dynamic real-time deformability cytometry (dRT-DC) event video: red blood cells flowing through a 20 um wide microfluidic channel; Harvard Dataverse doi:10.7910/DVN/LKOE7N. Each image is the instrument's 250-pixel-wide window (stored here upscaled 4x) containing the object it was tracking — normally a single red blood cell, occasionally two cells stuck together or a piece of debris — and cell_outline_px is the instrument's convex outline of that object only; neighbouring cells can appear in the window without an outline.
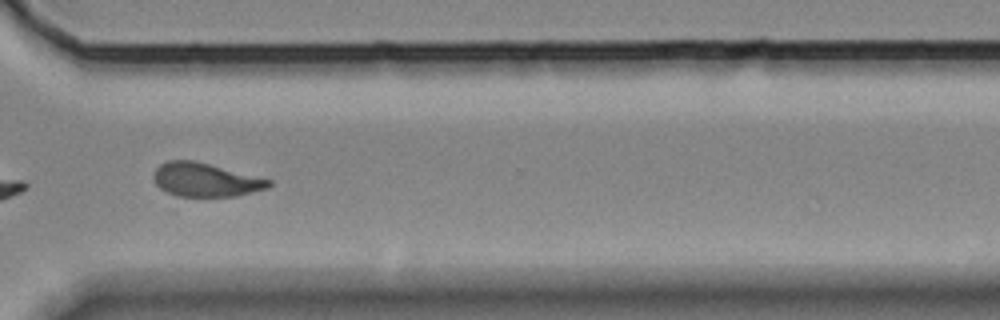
{"species": "Egyptian fruit bat (a non-hibernating species)", "species_latin": "Rousettus aegyptiacus", "temperature_condition": "room temperature", "stored_images_in_passage": 35, "camera_frame_rate_fps": 3000, "um_per_image_px": 0.085, "animal": {"sex": "female"}, "frame": {"image": 1, "passage_image": 24, "time_ms": 7.667, "image_size_px": [1000, 320], "cell_outline_px": [[272, 184], [268, 188], [236, 196], [176, 196], [160, 188], [152, 180], [152, 176], [156, 168], [160, 164], [168, 160], [192, 160], [272, 180]], "centroid_in_image_um": [17.43, 15.29], "position_along_channel_um": 353.2, "area_um2": 22.43}}
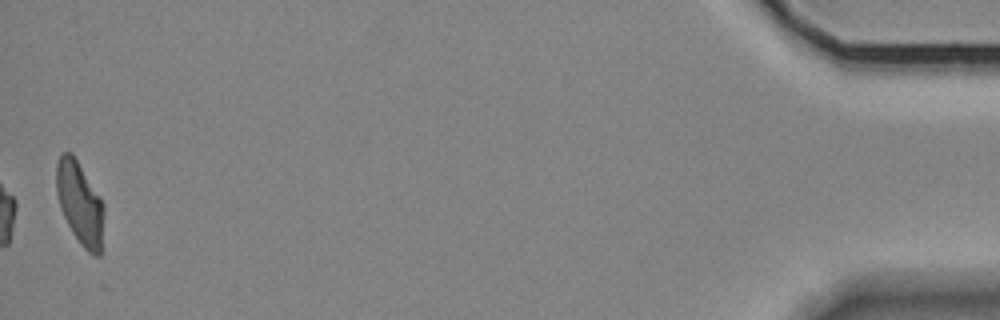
{"frame": {"image": 2, "passage_image": 34, "time_ms": 11.0, "image_size_px": [1000, 320], "cell_outline_px": [[104, 216], [100, 256], [96, 256], [88, 252], [80, 244], [72, 232], [60, 208], [56, 192], [56, 164], [60, 152], [72, 152], [100, 196], [104, 204]], "centroid_in_image_um": [6.79, 17.25], "position_along_channel_um": 428.4, "area_um2": 23.12}}